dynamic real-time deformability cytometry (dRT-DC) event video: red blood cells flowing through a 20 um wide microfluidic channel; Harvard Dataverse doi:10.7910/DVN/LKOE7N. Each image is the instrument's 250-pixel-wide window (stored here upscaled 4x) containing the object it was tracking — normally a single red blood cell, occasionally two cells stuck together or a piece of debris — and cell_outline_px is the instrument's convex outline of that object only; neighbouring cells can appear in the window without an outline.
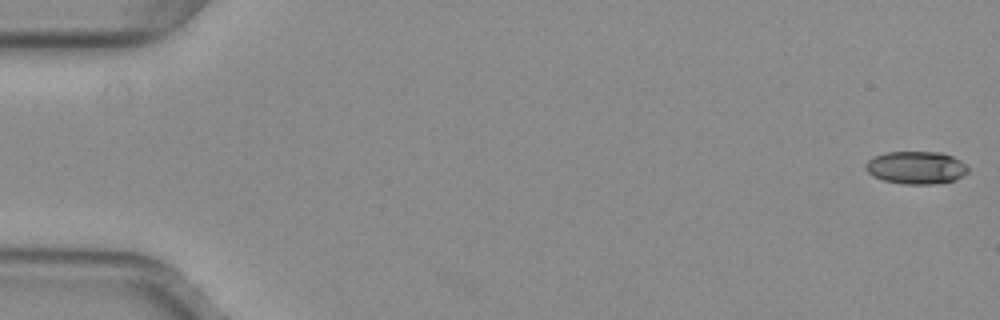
{"species": "common noctule bat (a hibernating species)", "species_latin": "Nyctalus noctula", "temperature_condition": "warm", "stored_images_in_passage": 52, "camera_frame_rate_fps": 3000, "um_per_image_px": 0.085, "animal": {"sex": "female", "body_mass_g": 29.2, "forearm_length_mm": 56.3}, "frame": {"image": 1, "passage_image": 1, "time_ms": 0.0, "image_size_px": [1000, 320], "cell_outline_px": [[968, 172], [956, 180], [932, 184], [904, 184], [884, 180], [872, 176], [864, 168], [864, 164], [868, 160], [876, 156], [888, 152], [940, 152], [952, 156], [960, 160], [968, 168]], "centroid_in_image_um": [77.86, 14.25], "position_along_channel_um": 7.1, "area_um2": 19.48}}
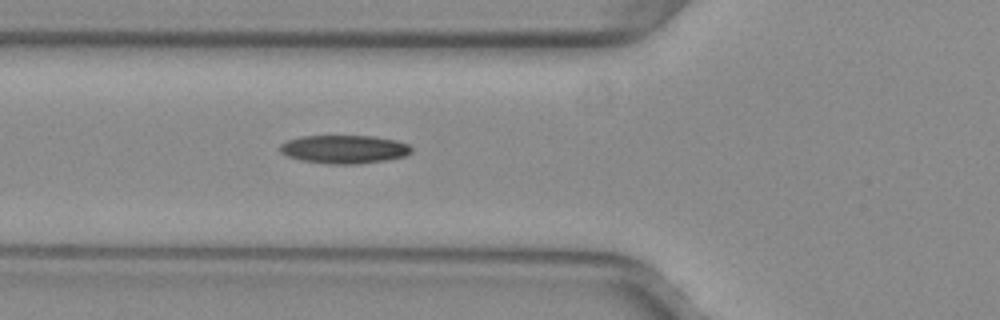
{"frame": {"image": 2, "passage_image": 20, "time_ms": 6.333, "image_size_px": [1000, 320], "cell_outline_px": [[412, 152], [404, 156], [388, 160], [360, 164], [328, 164], [300, 160], [288, 156], [280, 152], [280, 144], [288, 140], [300, 136], [376, 136], [396, 140], [408, 144], [412, 148]], "centroid_in_image_um": [29.27, 12.69], "position_along_channel_um": 96.5, "area_um2": 21.91}}
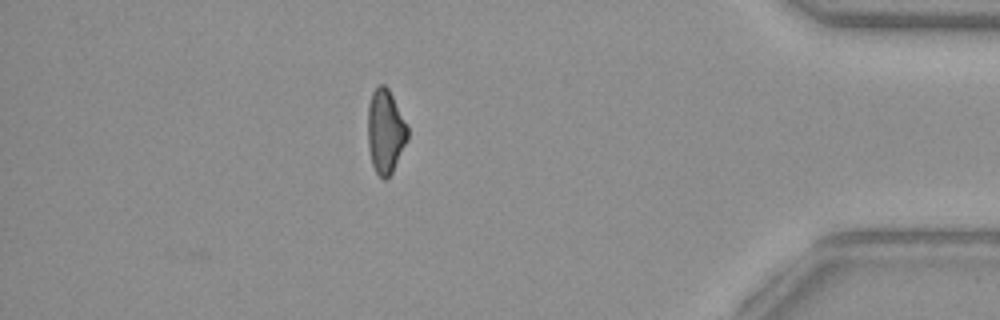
{"frame": {"image": 3, "passage_image": 46, "time_ms": 15.0, "image_size_px": [1000, 320], "cell_outline_px": [[408, 140], [392, 172], [384, 180], [376, 172], [372, 164], [368, 148], [368, 104], [372, 92], [376, 84], [384, 84], [388, 88], [408, 124]], "centroid_in_image_um": [32.76, 11.13], "position_along_channel_um": 402.4, "area_um2": 19.71}, "authors_computed_cell_mechanics": {"area_um2": 20.3167, "velocity_mm_per_s": 4.0158, "shape_relaxation_time_tau1_ms": 6.7212, "shape_relaxation_time_tau2_ms": null, "deformation_change_tau1": 0.1608, "deformation_change_tau2": null}}